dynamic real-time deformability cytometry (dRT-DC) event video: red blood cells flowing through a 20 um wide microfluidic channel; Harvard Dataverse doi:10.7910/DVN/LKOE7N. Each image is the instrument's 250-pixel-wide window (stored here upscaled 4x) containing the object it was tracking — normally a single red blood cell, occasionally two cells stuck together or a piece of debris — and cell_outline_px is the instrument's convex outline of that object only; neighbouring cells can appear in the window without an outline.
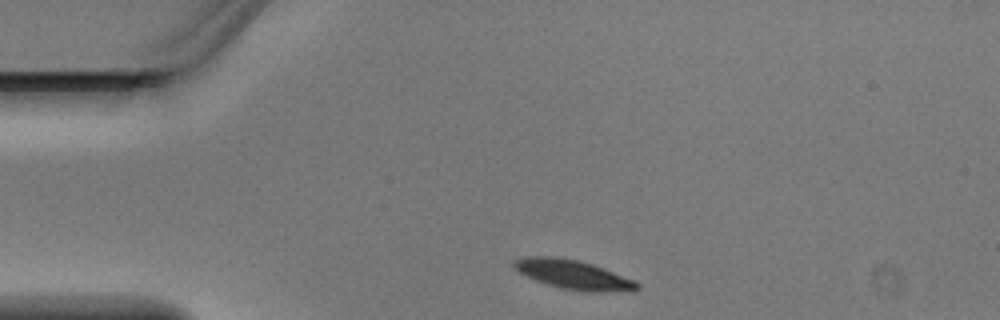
{"species": "Egyptian fruit bat (a non-hibernating species)", "species_latin": "Rousettus aegyptiacus", "temperature_condition": "warm", "stored_images_in_passage": 2, "camera_frame_rate_fps": 3000, "um_per_image_px": 0.085, "animal": {"sex": "male"}, "frame": {"image": 1, "passage_image": 1, "time_ms": 0.0, "image_size_px": [1000, 320], "cell_outline_px": [[640, 288], [632, 292], [588, 292], [560, 288], [536, 280], [520, 272], [512, 264], [512, 260], [524, 256], [552, 256], [580, 260], [604, 268], [636, 280], [640, 284]], "centroid_in_image_um": [48.81, 23.35], "position_along_channel_um": 36.2, "area_um2": 21.27}}